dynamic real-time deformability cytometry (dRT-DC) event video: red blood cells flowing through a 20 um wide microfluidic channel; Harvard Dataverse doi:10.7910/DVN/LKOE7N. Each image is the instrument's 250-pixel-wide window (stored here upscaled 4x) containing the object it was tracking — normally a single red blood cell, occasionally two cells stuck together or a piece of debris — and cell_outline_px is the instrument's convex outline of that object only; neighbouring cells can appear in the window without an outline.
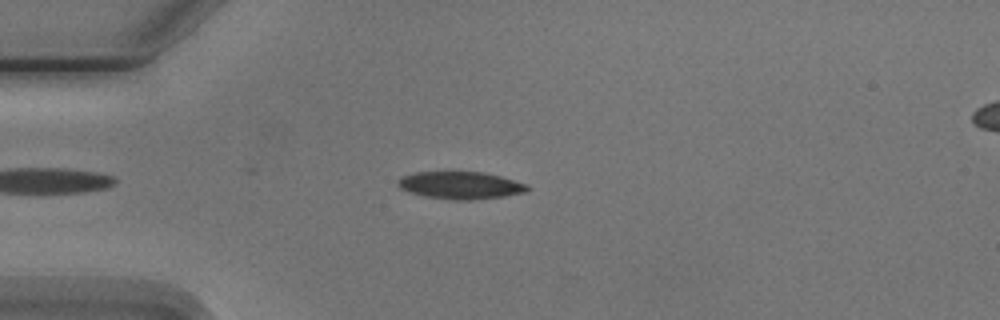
{"species": "Egyptian fruit bat (a non-hibernating species)", "species_latin": "Rousettus aegyptiacus", "temperature_condition": "cold", "stored_images_in_passage": 6, "camera_frame_rate_fps": 3000, "um_per_image_px": 0.085, "animal": {"sex": "male"}, "frame": {"image": 1, "passage_image": 4, "time_ms": 3.333, "image_size_px": [1000, 320], "cell_outline_px": [[528, 192], [504, 196], [472, 200], [452, 200], [424, 196], [400, 188], [396, 184], [396, 180], [400, 176], [412, 172], [480, 172], [500, 176], [524, 184], [528, 188]], "centroid_in_image_um": [39.07, 15.75], "position_along_channel_um": 45.9, "area_um2": 20.58}}
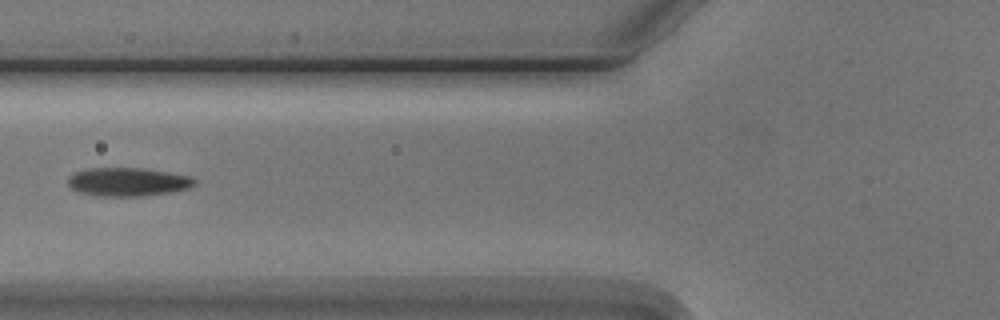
{"frame": {"image": 2, "passage_image": 6, "time_ms": 5.667, "image_size_px": [1000, 320], "cell_outline_px": [[196, 184], [188, 188], [168, 192], [144, 196], [96, 196], [76, 192], [68, 188], [68, 176], [72, 172], [88, 168], [144, 168], [192, 176], [196, 180]], "centroid_in_image_um": [10.8, 15.46], "position_along_channel_um": 115.0, "area_um2": 21.39}}